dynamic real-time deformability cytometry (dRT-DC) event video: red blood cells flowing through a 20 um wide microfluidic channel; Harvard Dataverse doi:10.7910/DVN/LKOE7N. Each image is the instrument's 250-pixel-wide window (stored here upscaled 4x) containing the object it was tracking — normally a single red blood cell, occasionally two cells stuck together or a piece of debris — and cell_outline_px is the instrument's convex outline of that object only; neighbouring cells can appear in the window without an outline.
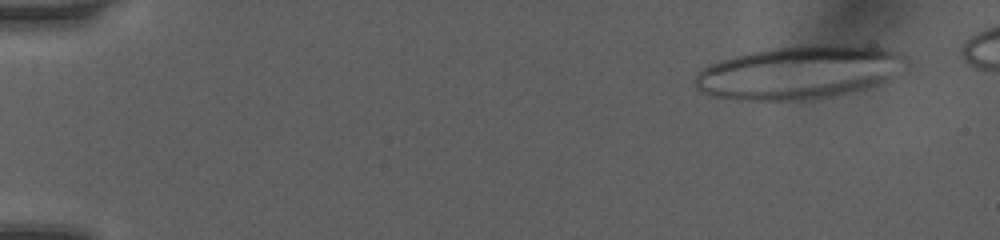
{"species": "human", "species_latin": "Homo sapiens", "temperature_condition": "room temperature", "stored_images_in_passage": 7, "camera_frame_rate_fps": 3000, "um_per_image_px": 0.085, "donor": {"sex": "female"}, "frame": {"image": 1, "passage_image": 2, "time_ms": 1.0, "image_size_px": [1000, 240], "cell_outline_px": [[908, 60], [888, 80], [864, 88], [832, 96], [804, 100], [736, 100], [712, 96], [700, 92], [696, 88], [692, 80], [704, 68], [712, 64], [736, 56], [752, 52], [780, 48], [884, 48], [900, 52], [908, 56]], "centroid_in_image_um": [67.86, 6.22], "position_along_channel_um": 17.1, "area_um2": 63.12}}